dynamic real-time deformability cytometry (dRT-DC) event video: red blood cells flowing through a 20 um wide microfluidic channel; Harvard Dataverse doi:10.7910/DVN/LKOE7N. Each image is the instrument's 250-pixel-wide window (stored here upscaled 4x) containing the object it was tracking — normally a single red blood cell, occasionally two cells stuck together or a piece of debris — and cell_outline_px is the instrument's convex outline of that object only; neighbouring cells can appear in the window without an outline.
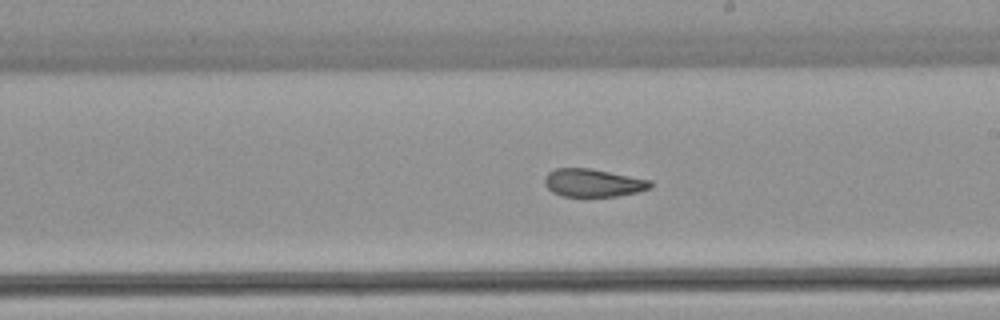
{"species": "common noctule bat (a hibernating species)", "species_latin": "Nyctalus noctula", "temperature_condition": "warm", "stored_images_in_passage": 26, "camera_frame_rate_fps": 3000, "um_per_image_px": 0.085, "animal": {"sex": "female", "body_mass_g": 22.7, "forearm_length_mm": 54.2}, "frame": {"image": 1, "passage_image": 15, "time_ms": 4.667, "image_size_px": [1000, 320], "cell_outline_px": [[652, 188], [636, 192], [616, 196], [564, 196], [552, 192], [544, 184], [544, 176], [548, 172], [556, 168], [588, 168], [652, 180]], "centroid_in_image_um": [50.4, 15.54], "position_along_channel_um": 238.6, "area_um2": 17.17}}
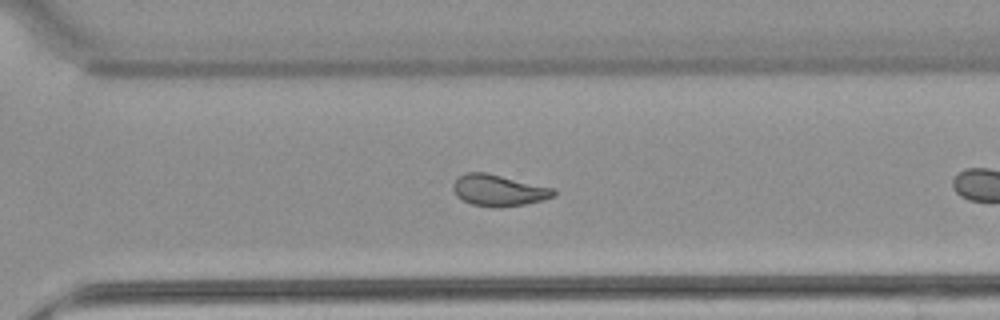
{"frame": {"image": 2, "passage_image": 22, "time_ms": 7.0, "image_size_px": [1000, 320], "cell_outline_px": [[556, 196], [544, 200], [524, 204], [500, 208], [496, 208], [472, 204], [456, 196], [452, 188], [452, 184], [464, 172], [484, 172], [556, 188]], "centroid_in_image_um": [42.41, 16.18], "position_along_channel_um": 328.2, "area_um2": 18.55}}